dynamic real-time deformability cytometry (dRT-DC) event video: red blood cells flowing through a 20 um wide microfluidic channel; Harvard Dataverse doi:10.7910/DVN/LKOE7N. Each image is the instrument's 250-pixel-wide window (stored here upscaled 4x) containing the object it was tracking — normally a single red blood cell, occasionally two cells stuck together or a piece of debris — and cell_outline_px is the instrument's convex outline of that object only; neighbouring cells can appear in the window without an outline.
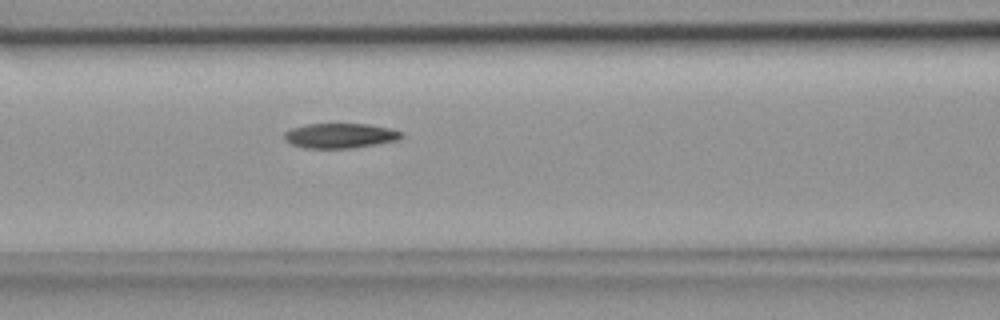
{"species": "common noctule bat (a hibernating species)", "species_latin": "Nyctalus noctula", "temperature_condition": "room temperature", "stored_images_in_passage": 32, "camera_frame_rate_fps": 3000, "um_per_image_px": 0.085, "animal": {"sex": "female", "body_mass_g": 18.4}, "frame": {"image": 1, "passage_image": 7, "time_ms": 2.0, "image_size_px": [1000, 320], "cell_outline_px": [[404, 136], [396, 140], [376, 144], [352, 148], [304, 148], [292, 144], [284, 140], [284, 132], [292, 128], [308, 124], [368, 124], [392, 128], [404, 132]], "centroid_in_image_um": [28.93, 11.53], "position_along_channel_um": 137.7, "area_um2": 17.05}}
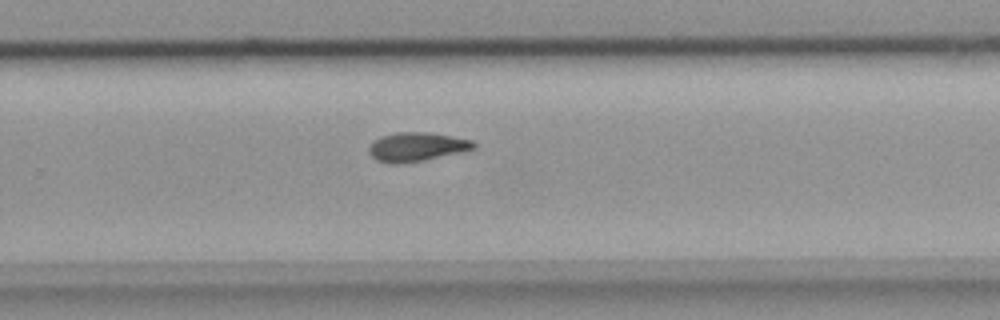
{"frame": {"image": 2, "passage_image": 17, "time_ms": 5.333, "image_size_px": [1000, 320], "cell_outline_px": [[476, 148], [460, 152], [424, 160], [404, 164], [388, 164], [376, 160], [368, 152], [368, 148], [380, 136], [396, 132], [428, 132], [472, 140], [476, 144]], "centroid_in_image_um": [35.39, 12.49], "position_along_channel_um": 294.4, "area_um2": 17.69}}
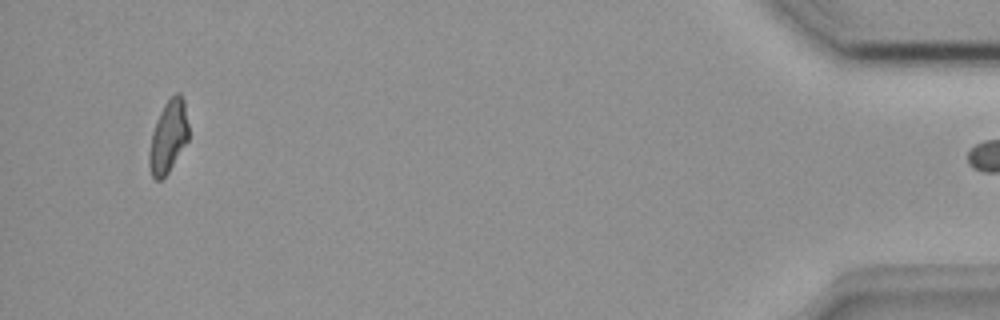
{"frame": {"image": 3, "passage_image": 30, "time_ms": 9.667, "image_size_px": [1000, 320], "cell_outline_px": [[188, 140], [168, 172], [160, 180], [156, 180], [152, 176], [148, 164], [148, 152], [152, 132], [156, 120], [164, 104], [176, 92], [180, 92], [184, 100], [188, 124]], "centroid_in_image_um": [14.29, 11.6], "position_along_channel_um": 420.9, "area_um2": 16.59}}